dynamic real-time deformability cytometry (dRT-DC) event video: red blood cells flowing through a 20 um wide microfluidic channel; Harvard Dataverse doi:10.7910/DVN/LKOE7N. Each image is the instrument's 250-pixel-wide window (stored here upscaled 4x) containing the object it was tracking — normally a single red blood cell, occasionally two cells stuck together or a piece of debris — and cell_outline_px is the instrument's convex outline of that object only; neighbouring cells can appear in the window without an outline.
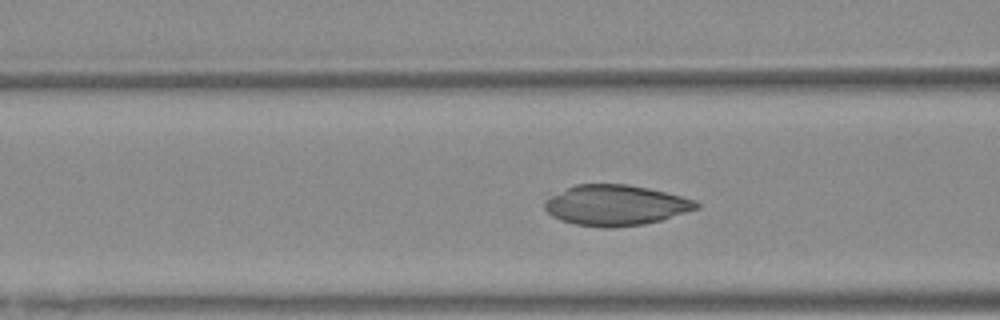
{"species": "Egyptian fruit bat (a non-hibernating species)", "species_latin": "Rousettus aegyptiacus", "temperature_condition": "warm", "stored_images_in_passage": 43, "camera_frame_rate_fps": 3000, "um_per_image_px": 0.085, "animal": {"sex": "female"}, "frame": {"image": 1, "passage_image": 19, "time_ms": 6.0, "image_size_px": [1000, 320], "cell_outline_px": [[700, 208], [660, 220], [644, 224], [612, 228], [600, 228], [576, 224], [560, 220], [552, 216], [544, 208], [544, 204], [552, 196], [576, 184], [628, 184], [648, 188], [696, 200], [700, 204]], "centroid_in_image_um": [52.35, 17.45], "position_along_channel_um": 114.2, "area_um2": 35.6}}
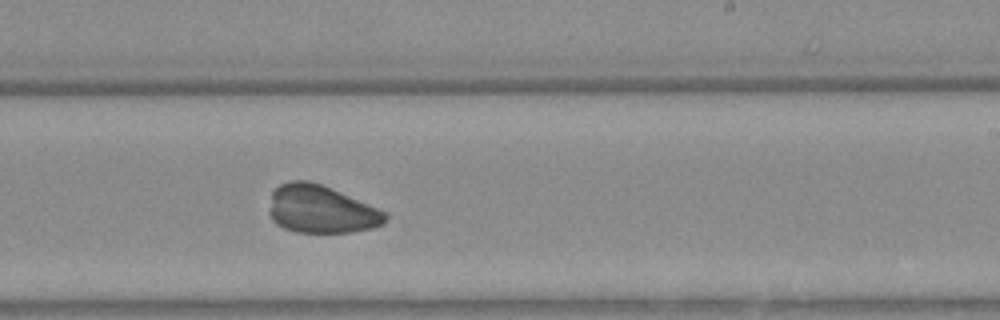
{"frame": {"image": 2, "passage_image": 30, "time_ms": 9.667, "image_size_px": [1000, 320], "cell_outline_px": [[388, 220], [384, 224], [372, 228], [352, 232], [296, 232], [284, 228], [276, 224], [272, 220], [272, 192], [280, 184], [288, 180], [308, 180], [320, 184], [388, 212]], "centroid_in_image_um": [27.34, 17.8], "position_along_channel_um": 261.7, "area_um2": 32.08}}
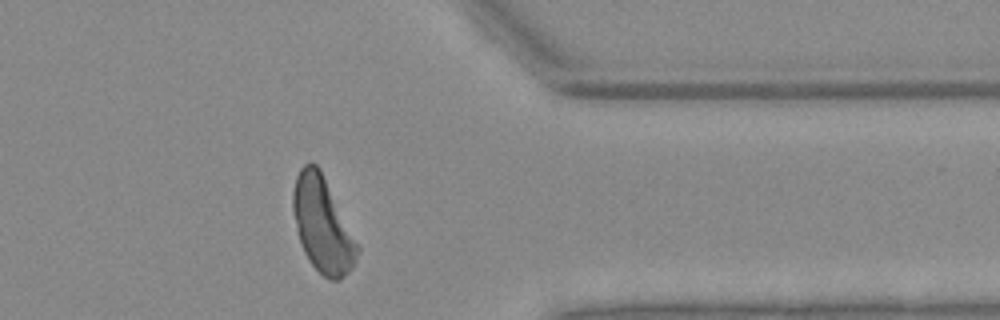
{"frame": {"image": 3, "passage_image": 40, "time_ms": 13.0, "image_size_px": [1000, 320], "cell_outline_px": [[360, 252], [352, 268], [340, 280], [328, 280], [312, 264], [304, 252], [300, 244], [292, 208], [292, 192], [296, 176], [300, 168], [304, 164], [312, 160], [320, 168], [360, 244]], "centroid_in_image_um": [27.44, 19.09], "position_along_channel_um": 384.0, "area_um2": 36.18}}